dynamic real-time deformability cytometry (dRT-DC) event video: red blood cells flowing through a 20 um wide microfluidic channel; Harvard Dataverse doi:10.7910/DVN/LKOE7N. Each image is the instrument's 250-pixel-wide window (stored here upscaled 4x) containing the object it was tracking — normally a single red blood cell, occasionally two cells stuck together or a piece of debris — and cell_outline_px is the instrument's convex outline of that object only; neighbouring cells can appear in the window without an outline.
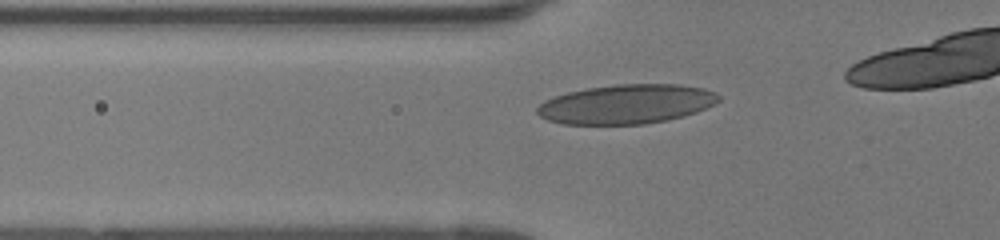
{"species": "human", "species_latin": "Homo sapiens", "temperature_condition": "room temperature", "stored_images_in_passage": 30, "camera_frame_rate_fps": 3000, "um_per_image_px": 0.085, "donor": {"sex": "female"}, "frame": {"image": 1, "passage_image": 4, "time_ms": 1.0, "image_size_px": [1000, 240], "cell_outline_px": [[720, 100], [696, 112], [684, 116], [668, 120], [644, 124], [564, 124], [548, 120], [540, 116], [536, 112], [536, 108], [544, 100], [568, 92], [584, 88], [616, 84], [680, 84], [704, 88], [716, 92], [720, 96]], "centroid_in_image_um": [53.25, 8.84], "position_along_channel_um": 72.6, "area_um2": 41.73}}
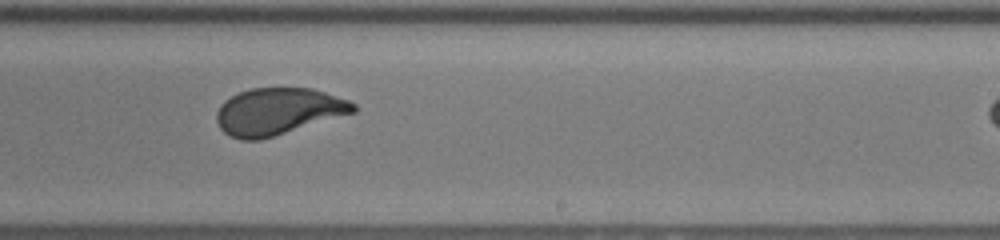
{"frame": {"image": 2, "passage_image": 18, "time_ms": 5.667, "image_size_px": [1000, 240], "cell_outline_px": [[356, 112], [260, 140], [240, 140], [224, 132], [220, 128], [216, 120], [216, 112], [220, 104], [224, 100], [240, 92], [252, 88], [312, 88], [348, 100], [356, 104]], "centroid_in_image_um": [23.62, 9.47], "position_along_channel_um": 265.4, "area_um2": 37.22}}
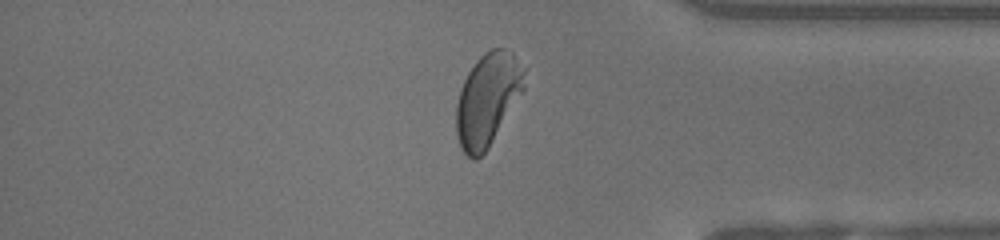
{"frame": {"image": 3, "passage_image": 28, "time_ms": 9.0, "image_size_px": [1000, 240], "cell_outline_px": [[524, 88], [488, 148], [476, 160], [472, 160], [460, 148], [456, 132], [456, 104], [460, 88], [468, 72], [476, 60], [484, 52], [492, 48], [504, 48], [512, 52], [524, 68]], "centroid_in_image_um": [41.41, 8.44], "position_along_channel_um": 393.8, "area_um2": 36.47}}